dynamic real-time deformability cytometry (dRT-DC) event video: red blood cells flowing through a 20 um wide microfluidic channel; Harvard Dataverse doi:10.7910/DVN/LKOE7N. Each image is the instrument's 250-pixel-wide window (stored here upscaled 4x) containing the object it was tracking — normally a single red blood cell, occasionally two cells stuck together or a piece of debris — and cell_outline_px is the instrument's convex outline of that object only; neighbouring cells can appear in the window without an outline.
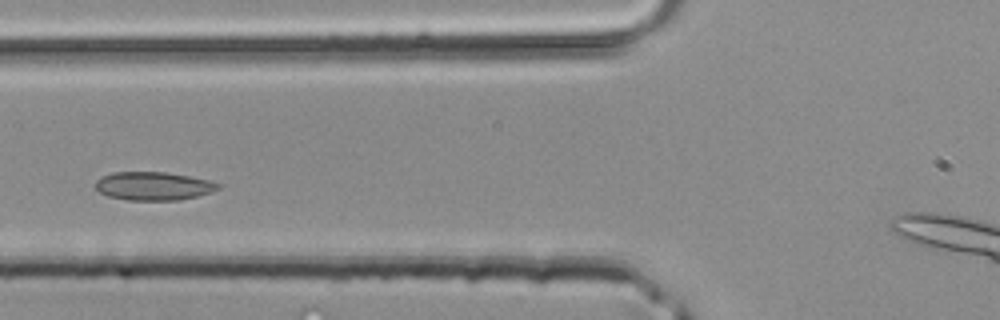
{"species": "common noctule bat (a hibernating species)", "species_latin": "Nyctalus noctula", "temperature_condition": "room temperature", "stored_images_in_passage": 29, "camera_frame_rate_fps": 3000, "um_per_image_px": 0.085, "animal": {"sex": "male", "body_mass_g": 20.4}, "frame": {"image": 1, "passage_image": 5, "time_ms": 1.333, "image_size_px": [1000, 320], "cell_outline_px": [[224, 184], [220, 188], [212, 192], [180, 200], [128, 200], [108, 196], [100, 192], [96, 188], [96, 180], [100, 176], [112, 172], [164, 172], [188, 176], [208, 180]], "centroid_in_image_um": [13.05, 15.81], "position_along_channel_um": 112.7, "area_um2": 20.35}}